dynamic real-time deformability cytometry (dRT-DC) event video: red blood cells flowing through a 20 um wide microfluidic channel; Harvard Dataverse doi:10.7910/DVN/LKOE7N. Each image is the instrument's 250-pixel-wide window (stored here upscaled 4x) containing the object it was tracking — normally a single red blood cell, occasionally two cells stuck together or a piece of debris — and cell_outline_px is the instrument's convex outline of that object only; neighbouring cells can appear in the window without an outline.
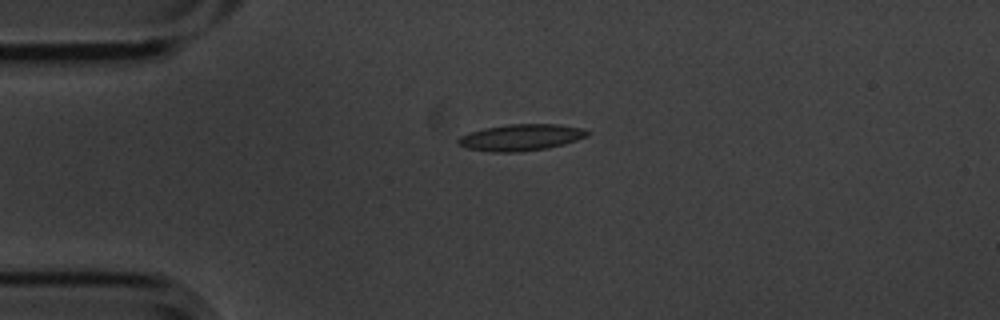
{"species": "common noctule bat (a hibernating species)", "species_latin": "Nyctalus noctula", "temperature_condition": "cold", "stored_images_in_passage": 3, "camera_frame_rate_fps": 3000, "um_per_image_px": 0.085, "animal": {"sex": "male", "body_mass_g": 20.1, "forearm_length_mm": 53.5}, "frame": {"image": 1, "passage_image": 1, "time_ms": 0.0, "image_size_px": [1000, 320], "cell_outline_px": [[592, 132], [588, 136], [564, 144], [548, 148], [516, 152], [492, 152], [464, 148], [456, 144], [456, 140], [460, 136], [484, 128], [508, 124], [560, 124], [584, 128]], "centroid_in_image_um": [44.29, 11.68], "position_along_channel_um": 40.7, "area_um2": 20.17}}
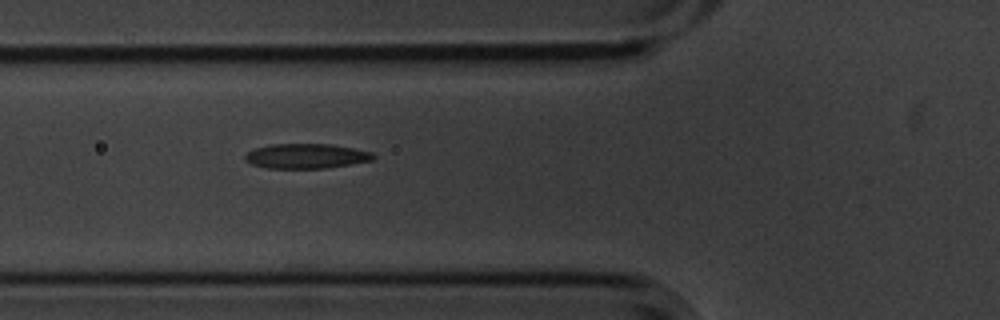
{"frame": {"image": 2, "passage_image": 3, "time_ms": 0.667, "image_size_px": [1000, 320], "cell_outline_px": [[376, 156], [372, 160], [324, 168], [268, 168], [252, 164], [244, 160], [244, 156], [248, 152], [256, 148], [272, 144], [332, 144], [372, 152]], "centroid_in_image_um": [26.01, 13.26], "position_along_channel_um": 99.8, "area_um2": 18.32}}